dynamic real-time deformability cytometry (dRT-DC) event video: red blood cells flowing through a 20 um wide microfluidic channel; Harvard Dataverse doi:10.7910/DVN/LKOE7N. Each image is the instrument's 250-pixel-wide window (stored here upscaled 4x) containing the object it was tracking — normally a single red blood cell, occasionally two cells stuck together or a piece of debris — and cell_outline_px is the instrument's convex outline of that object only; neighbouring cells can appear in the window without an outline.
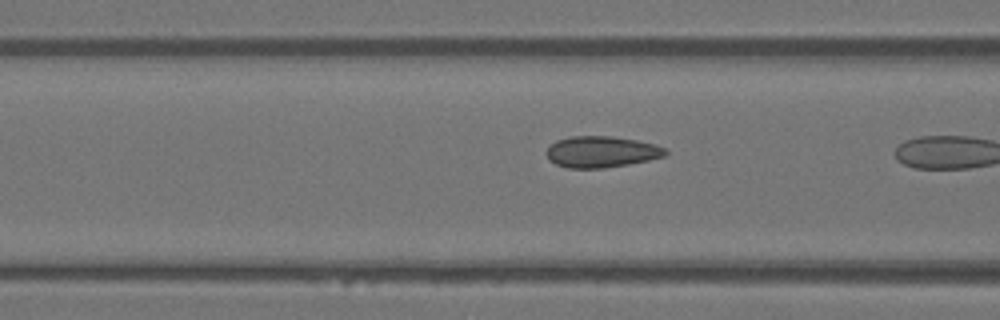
{"species": "Egyptian fruit bat (a non-hibernating species)", "species_latin": "Rousettus aegyptiacus", "temperature_condition": "warm", "stored_images_in_passage": 9, "camera_frame_rate_fps": 3000, "um_per_image_px": 0.085, "animal": {"sex": "female"}, "frame": {"image": 1, "passage_image": 8, "time_ms": 2.333, "image_size_px": [1000, 320], "cell_outline_px": [[668, 152], [664, 156], [648, 160], [628, 164], [604, 168], [568, 168], [556, 164], [548, 160], [544, 152], [548, 144], [556, 140], [568, 136], [612, 136], [636, 140], [656, 144], [664, 148]], "centroid_in_image_um": [51.05, 12.9], "position_along_channel_um": 115.6, "area_um2": 21.96}}